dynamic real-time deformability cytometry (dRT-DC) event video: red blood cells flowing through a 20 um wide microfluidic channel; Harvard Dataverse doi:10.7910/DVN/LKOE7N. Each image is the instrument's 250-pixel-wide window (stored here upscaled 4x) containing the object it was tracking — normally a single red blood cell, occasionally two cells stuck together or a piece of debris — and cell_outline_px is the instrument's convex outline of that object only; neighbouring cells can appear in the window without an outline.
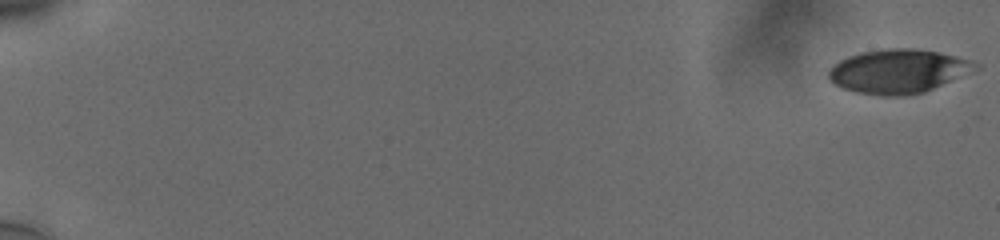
{"species": "human", "species_latin": "Homo sapiens", "temperature_condition": "cold", "stored_images_in_passage": 57, "camera_frame_rate_fps": 3000, "um_per_image_px": 0.085, "donor": {"sex": "male"}, "frame": {"image": 1, "passage_image": 1, "time_ms": 0.0, "image_size_px": [1000, 240], "cell_outline_px": [[980, 68], [924, 92], [900, 96], [880, 96], [856, 92], [844, 88], [836, 84], [828, 76], [828, 68], [840, 60], [848, 56], [860, 52], [880, 48], [916, 48], [940, 52], [956, 56], [968, 60], [976, 64]], "centroid_in_image_um": [76.32, 6.04], "position_along_channel_um": 8.7, "area_um2": 37.51}}
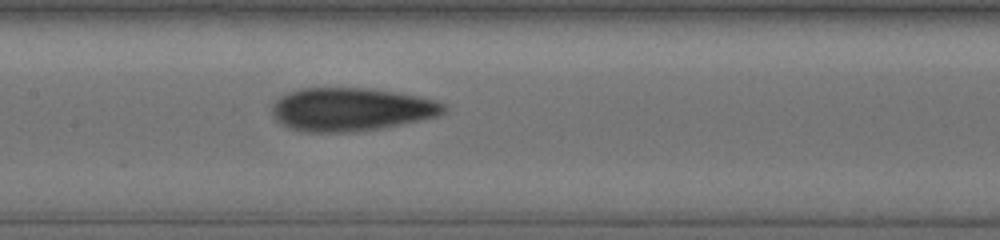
{"frame": {"image": 2, "passage_image": 31, "time_ms": 10.0, "image_size_px": [1000, 240], "cell_outline_px": [[448, 108], [444, 112], [436, 116], [400, 124], [380, 128], [348, 132], [304, 132], [288, 128], [276, 120], [272, 116], [272, 108], [276, 100], [280, 96], [288, 92], [304, 88], [368, 88], [396, 92], [436, 100], [444, 104]], "centroid_in_image_um": [29.8, 9.29], "position_along_channel_um": 177.6, "area_um2": 43.12}}
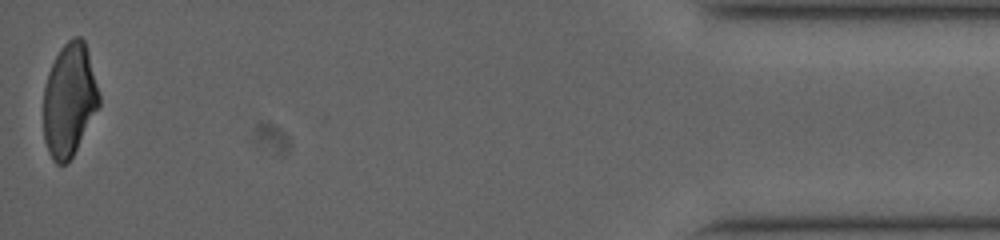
{"frame": {"image": 3, "passage_image": 57, "time_ms": 18.667, "image_size_px": [1000, 240], "cell_outline_px": [[100, 104], [68, 164], [56, 164], [52, 160], [48, 152], [44, 140], [44, 88], [48, 72], [60, 48], [72, 36], [80, 36], [84, 40], [88, 52], [100, 96]], "centroid_in_image_um": [5.88, 8.5], "position_along_channel_um": 429.3, "area_um2": 36.53}, "authors_computed_cell_mechanics": {"area_um2": 39.8242, "velocity_mm_per_s": 3.7879, "shape_relaxation_time_tau1_ms": 6.1255, "shape_relaxation_time_tau2_ms": 1.7164, "deformation_change_tau1": 0.1727, "deformation_change_tau2": 0.0991}}